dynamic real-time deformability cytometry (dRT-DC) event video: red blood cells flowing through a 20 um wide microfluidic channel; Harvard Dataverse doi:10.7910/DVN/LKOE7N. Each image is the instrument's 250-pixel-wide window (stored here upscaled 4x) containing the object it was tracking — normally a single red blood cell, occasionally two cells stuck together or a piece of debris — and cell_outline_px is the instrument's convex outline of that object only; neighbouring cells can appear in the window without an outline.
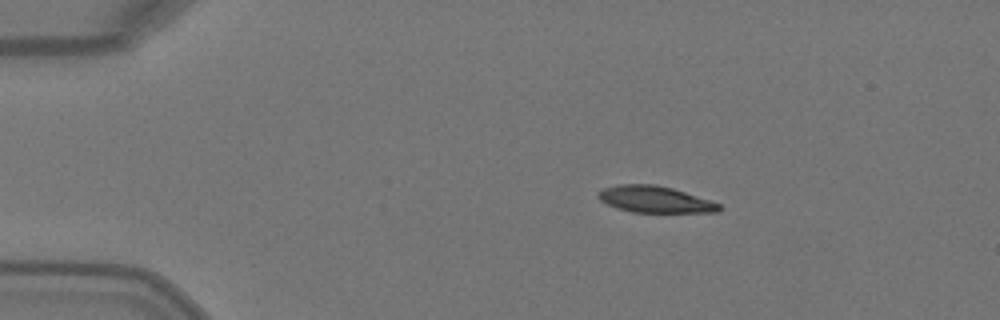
{"species": "Egyptian fruit bat (a non-hibernating species)", "species_latin": "Rousettus aegyptiacus", "temperature_condition": "warm", "stored_images_in_passage": 36, "camera_frame_rate_fps": 3000, "um_per_image_px": 0.085, "animal": {"sex": "female"}, "frame": {"image": 1, "passage_image": 1, "time_ms": 0.0, "image_size_px": [1000, 320], "cell_outline_px": [[720, 212], [632, 212], [616, 208], [600, 200], [596, 196], [596, 192], [604, 188], [616, 184], [656, 184], [672, 188], [720, 204]], "centroid_in_image_um": [55.6, 16.94], "position_along_channel_um": 29.4, "area_um2": 18.61}}
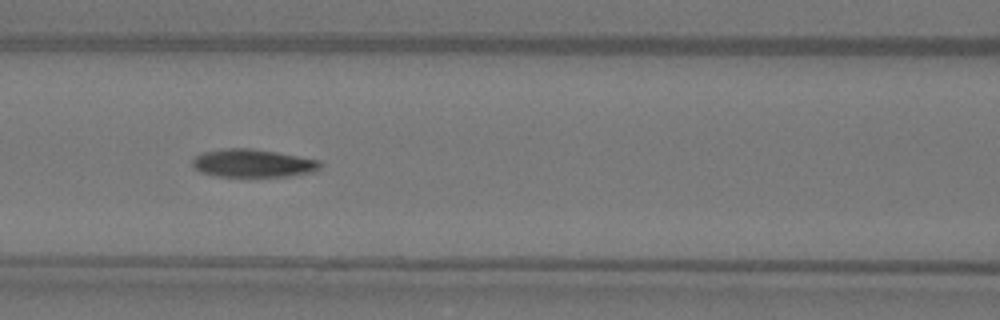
{"frame": {"image": 2, "passage_image": 14, "time_ms": 4.333, "image_size_px": [1000, 320], "cell_outline_px": [[324, 164], [320, 168], [312, 172], [288, 176], [216, 176], [200, 172], [192, 168], [192, 160], [196, 156], [204, 152], [224, 148], [252, 148], [276, 152], [320, 160]], "centroid_in_image_um": [21.49, 13.87], "position_along_channel_um": 145.1, "area_um2": 20.92}}
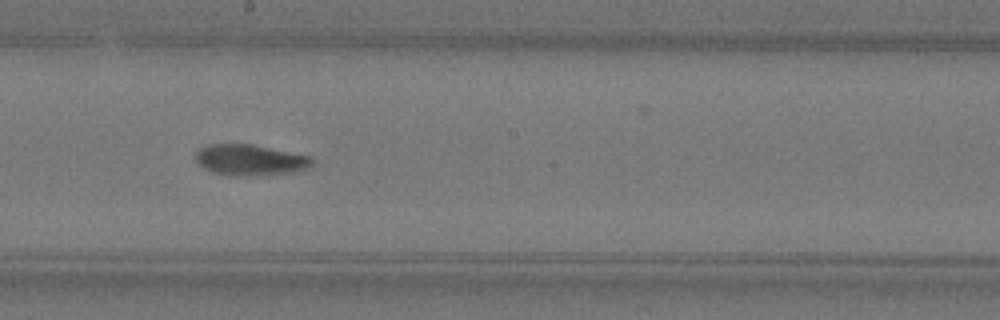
{"frame": {"image": 3, "passage_image": 20, "time_ms": 6.333, "image_size_px": [1000, 320], "cell_outline_px": [[312, 168], [296, 172], [256, 176], [236, 176], [212, 172], [196, 164], [196, 152], [200, 148], [208, 144], [252, 144], [312, 156]], "centroid_in_image_um": [21.29, 13.61], "position_along_channel_um": 226.9, "area_um2": 21.39}, "authors_computed_cell_mechanics": {"area_um2": 21.0392, "velocity_mm_per_s": 4.1108, "shape_relaxation_time_tau1_ms": 6.071, "shape_relaxation_time_tau2_ms": 7.355, "deformation_change_tau1": 0.2354, "deformation_change_tau2": 0.1183}}